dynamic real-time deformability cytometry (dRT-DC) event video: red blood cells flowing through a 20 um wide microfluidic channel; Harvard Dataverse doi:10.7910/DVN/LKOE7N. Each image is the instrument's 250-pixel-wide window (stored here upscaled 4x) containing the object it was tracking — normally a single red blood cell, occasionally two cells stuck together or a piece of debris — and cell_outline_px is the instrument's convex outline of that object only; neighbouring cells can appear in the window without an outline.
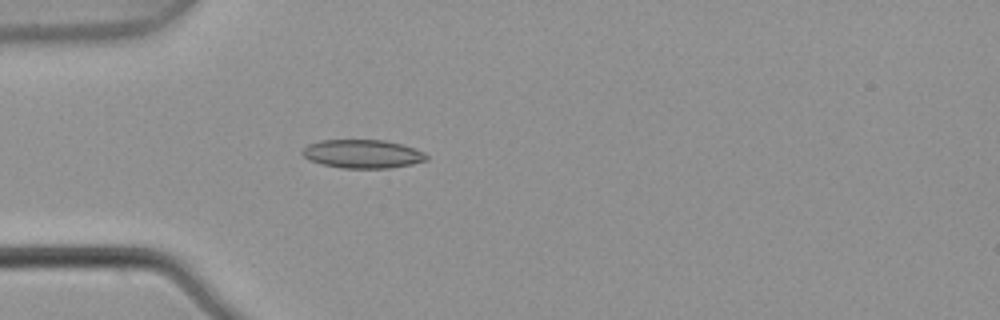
{"species": "common noctule bat (a hibernating species)", "species_latin": "Nyctalus noctula", "temperature_condition": "warm", "stored_images_in_passage": 4, "camera_frame_rate_fps": 3000, "um_per_image_px": 0.085, "animal": {"sex": "male", "body_mass_g": 21.5, "forearm_length_mm": 52.0}, "frame": {"image": 1, "passage_image": 4, "time_ms": 1.0, "image_size_px": [1000, 320], "cell_outline_px": [[428, 160], [412, 164], [388, 168], [344, 168], [324, 164], [308, 160], [300, 152], [308, 144], [320, 140], [384, 140], [400, 144], [424, 152], [428, 156]], "centroid_in_image_um": [30.81, 13.08], "position_along_channel_um": 54.2, "area_um2": 20.52}}